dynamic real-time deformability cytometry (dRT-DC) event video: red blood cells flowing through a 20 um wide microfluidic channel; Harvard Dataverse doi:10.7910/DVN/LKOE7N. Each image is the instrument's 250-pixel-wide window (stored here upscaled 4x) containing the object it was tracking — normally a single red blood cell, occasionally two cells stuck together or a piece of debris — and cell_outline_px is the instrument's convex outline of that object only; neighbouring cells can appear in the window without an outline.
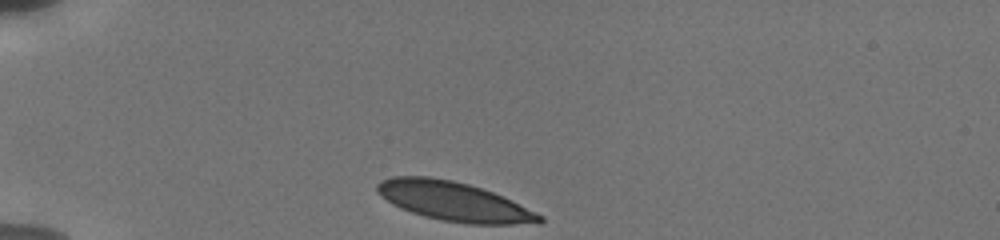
{"species": "human", "species_latin": "Homo sapiens", "temperature_condition": "cold", "stored_images_in_passage": 41, "camera_frame_rate_fps": 3000, "um_per_image_px": 0.085, "donor": {"sex": "male"}, "frame": {"image": 1, "passage_image": 1, "time_ms": 0.0, "image_size_px": [1000, 240], "cell_outline_px": [[544, 220], [540, 224], [468, 224], [440, 220], [424, 216], [400, 208], [392, 204], [380, 196], [376, 192], [376, 184], [380, 180], [392, 176], [428, 176], [452, 180], [468, 184], [492, 192], [536, 212], [544, 216]], "centroid_in_image_um": [38.54, 17.12], "position_along_channel_um": 46.5, "area_um2": 37.11}}
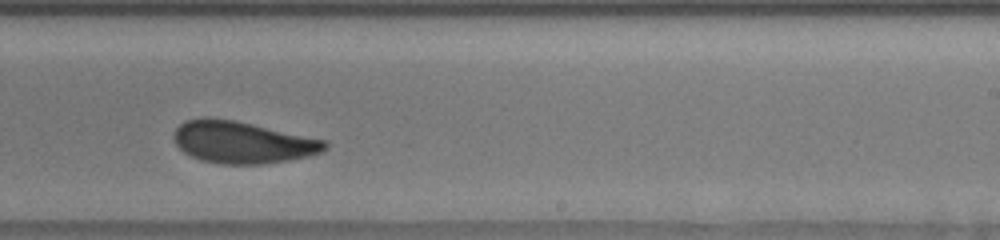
{"frame": {"image": 2, "passage_image": 25, "time_ms": 7.0, "image_size_px": [1000, 240], "cell_outline_px": [[328, 148], [320, 152], [308, 156], [288, 160], [260, 164], [220, 164], [200, 160], [184, 152], [176, 144], [172, 136], [172, 132], [184, 120], [204, 116], [208, 116], [236, 120], [328, 140]], "centroid_in_image_um": [20.58, 12.07], "position_along_channel_um": 268.4, "area_um2": 37.45}}
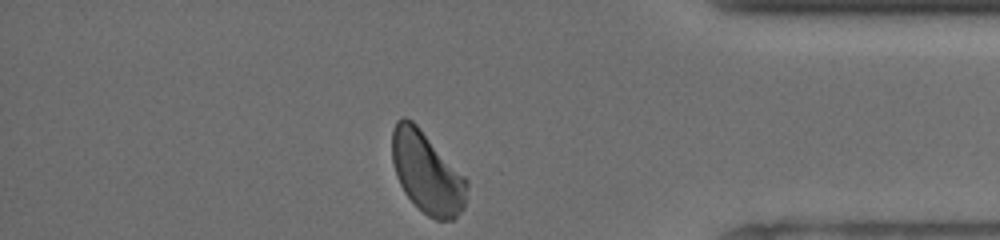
{"frame": {"image": 3, "passage_image": 41, "time_ms": 11.0, "image_size_px": [1000, 240], "cell_outline_px": [[468, 188], [464, 208], [452, 220], [436, 220], [428, 216], [404, 192], [396, 176], [392, 160], [392, 128], [396, 120], [400, 116], [404, 116], [412, 120], [420, 128], [468, 180]], "centroid_in_image_um": [36.28, 14.65], "position_along_channel_um": 398.9, "area_um2": 35.43}, "authors_computed_cell_mechanics": {"area_um2": 37.3966, "velocity_mm_per_s": 3.7369, "shape_relaxation_time_tau1_ms": 3.7884, "shape_relaxation_time_tau2_ms": 1.4176, "deformation_change_tau1": 0.1132, "deformation_change_tau2": 0.06}}